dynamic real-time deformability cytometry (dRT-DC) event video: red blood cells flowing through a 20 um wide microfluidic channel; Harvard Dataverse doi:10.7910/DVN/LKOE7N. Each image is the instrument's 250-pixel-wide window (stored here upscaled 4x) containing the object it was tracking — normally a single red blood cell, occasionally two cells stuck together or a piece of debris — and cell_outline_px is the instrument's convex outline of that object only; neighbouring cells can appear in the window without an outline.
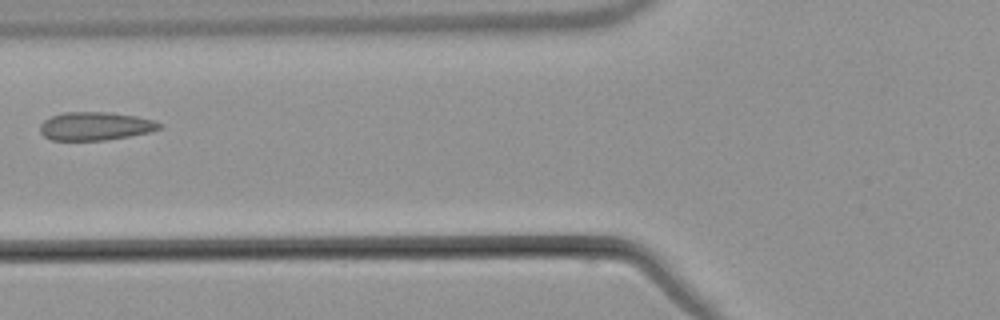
{"species": "common noctule bat (a hibernating species)", "species_latin": "Nyctalus noctula", "temperature_condition": "warm", "stored_images_in_passage": 4, "camera_frame_rate_fps": 3000, "um_per_image_px": 0.085, "animal": {"sex": "male", "body_mass_g": 21.5, "forearm_length_mm": 52.0}, "frame": {"image": 1, "passage_image": 4, "time_ms": 5.333, "image_size_px": [1000, 320], "cell_outline_px": [[164, 124], [160, 128], [148, 132], [128, 136], [104, 140], [52, 140], [44, 136], [40, 132], [40, 124], [44, 120], [52, 116], [64, 112], [108, 112], [136, 116], [152, 120]], "centroid_in_image_um": [8.08, 10.72], "position_along_channel_um": 117.7, "area_um2": 19.54}}